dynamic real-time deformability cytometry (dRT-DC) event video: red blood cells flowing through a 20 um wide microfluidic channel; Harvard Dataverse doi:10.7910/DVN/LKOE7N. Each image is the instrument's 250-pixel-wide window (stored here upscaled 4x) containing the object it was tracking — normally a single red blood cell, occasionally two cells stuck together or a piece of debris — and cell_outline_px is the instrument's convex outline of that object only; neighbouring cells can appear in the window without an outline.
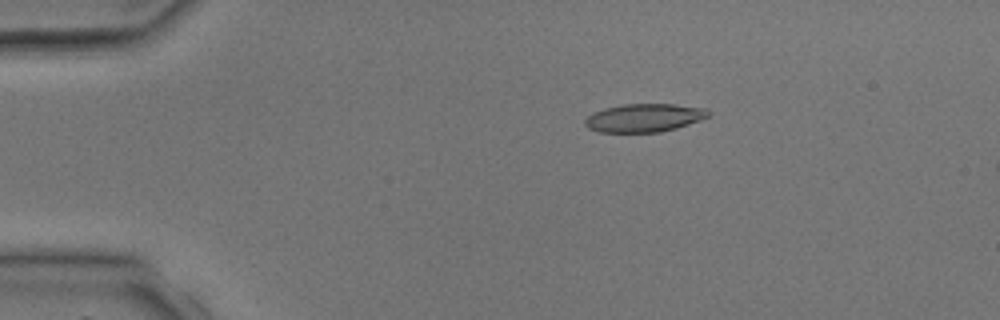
{"species": "common noctule bat (a hibernating species)", "species_latin": "Nyctalus noctula", "temperature_condition": "room temperature", "stored_images_in_passage": 4, "camera_frame_rate_fps": 3000, "um_per_image_px": 0.085, "animal": {"sex": "male", "body_mass_g": 17.9, "forearm_length_mm": 54.2}, "frame": {"image": 1, "passage_image": 2, "time_ms": 1.333, "image_size_px": [1000, 320], "cell_outline_px": [[712, 112], [708, 116], [700, 120], [676, 128], [660, 132], [600, 132], [588, 128], [584, 124], [584, 120], [592, 112], [604, 108], [624, 104], [676, 104], [708, 108]], "centroid_in_image_um": [54.77, 10.0], "position_along_channel_um": 30.2, "area_um2": 20.46}}